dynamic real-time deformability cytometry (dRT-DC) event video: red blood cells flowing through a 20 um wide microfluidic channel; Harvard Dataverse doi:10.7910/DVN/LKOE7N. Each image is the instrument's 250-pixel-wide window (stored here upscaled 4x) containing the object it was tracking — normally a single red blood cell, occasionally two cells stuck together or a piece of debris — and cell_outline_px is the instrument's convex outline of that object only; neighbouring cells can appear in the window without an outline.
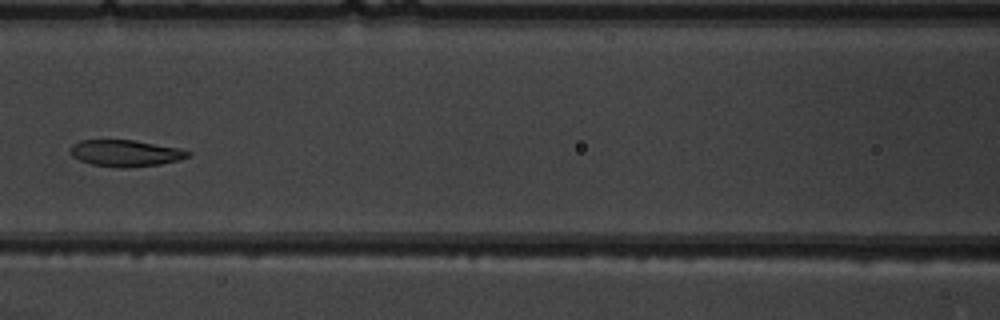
{"species": "common noctule bat (a hibernating species)", "species_latin": "Nyctalus noctula", "temperature_condition": "warm", "stored_images_in_passage": 8, "camera_frame_rate_fps": 3000, "um_per_image_px": 0.085, "animal": {"sex": "male", "body_mass_g": 19.5, "forearm_length_mm": 54.6}, "frame": {"image": 1, "passage_image": 8, "time_ms": 8.0, "image_size_px": [1000, 320], "cell_outline_px": [[192, 152], [188, 156], [180, 160], [160, 164], [128, 168], [120, 168], [92, 164], [80, 160], [72, 156], [68, 152], [72, 144], [80, 140], [132, 140], [180, 148]], "centroid_in_image_um": [10.65, 13.02], "position_along_channel_um": 155.9, "area_um2": 18.26}}